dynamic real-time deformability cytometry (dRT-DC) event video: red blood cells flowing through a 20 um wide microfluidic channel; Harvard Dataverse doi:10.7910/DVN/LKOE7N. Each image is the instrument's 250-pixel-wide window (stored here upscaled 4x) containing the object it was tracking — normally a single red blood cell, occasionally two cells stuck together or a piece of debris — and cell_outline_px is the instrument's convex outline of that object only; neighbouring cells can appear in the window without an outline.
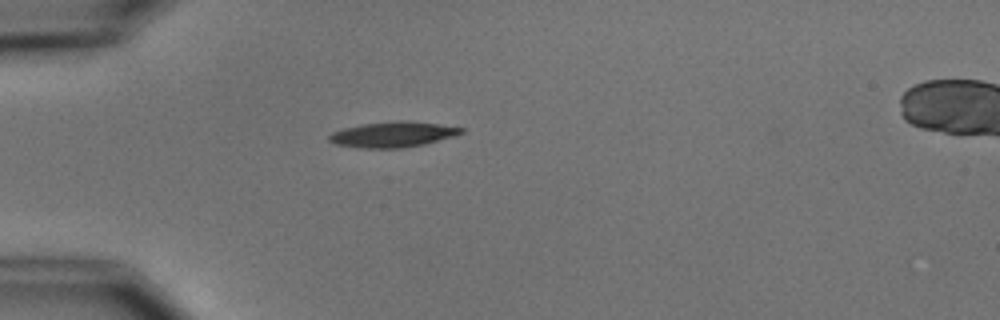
{"species": "common noctule bat (a hibernating species)", "species_latin": "Nyctalus noctula", "temperature_condition": "cold", "stored_images_in_passage": 2, "camera_frame_rate_fps": 3000, "um_per_image_px": 0.085, "animal": {"sex": "male", "body_mass_g": 15.6}, "frame": {"image": 1, "passage_image": 1, "time_ms": 0.0, "image_size_px": [1000, 320], "cell_outline_px": [[464, 132], [452, 136], [424, 144], [404, 148], [360, 148], [336, 144], [328, 140], [328, 136], [332, 132], [344, 128], [364, 124], [400, 120], [408, 120], [464, 128]], "centroid_in_image_um": [33.36, 11.43], "position_along_channel_um": 51.6, "area_um2": 19.42}}